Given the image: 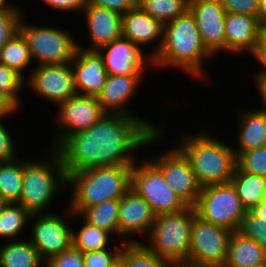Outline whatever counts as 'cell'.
<instances>
[{
  "instance_id": "34",
  "label": "cell",
  "mask_w": 266,
  "mask_h": 267,
  "mask_svg": "<svg viewBox=\"0 0 266 267\" xmlns=\"http://www.w3.org/2000/svg\"><path fill=\"white\" fill-rule=\"evenodd\" d=\"M25 81L26 79L16 70L0 63V95L8 99L18 110L22 107L20 98L26 87Z\"/></svg>"
},
{
  "instance_id": "20",
  "label": "cell",
  "mask_w": 266,
  "mask_h": 267,
  "mask_svg": "<svg viewBox=\"0 0 266 267\" xmlns=\"http://www.w3.org/2000/svg\"><path fill=\"white\" fill-rule=\"evenodd\" d=\"M122 24L124 38L129 39L142 50H145L144 48L147 46L149 48L151 45L152 48L154 47L148 53L153 59L163 42L164 25L143 11L139 6L122 15ZM153 43L156 44L154 45Z\"/></svg>"
},
{
  "instance_id": "13",
  "label": "cell",
  "mask_w": 266,
  "mask_h": 267,
  "mask_svg": "<svg viewBox=\"0 0 266 267\" xmlns=\"http://www.w3.org/2000/svg\"><path fill=\"white\" fill-rule=\"evenodd\" d=\"M33 69V70H32ZM25 85L35 93L56 107L77 94L71 63L35 65L30 68Z\"/></svg>"
},
{
  "instance_id": "21",
  "label": "cell",
  "mask_w": 266,
  "mask_h": 267,
  "mask_svg": "<svg viewBox=\"0 0 266 267\" xmlns=\"http://www.w3.org/2000/svg\"><path fill=\"white\" fill-rule=\"evenodd\" d=\"M146 75H109L107 81L98 94L97 99L103 111L109 114H124L140 117L138 113L128 108L129 101L135 96L138 87Z\"/></svg>"
},
{
  "instance_id": "22",
  "label": "cell",
  "mask_w": 266,
  "mask_h": 267,
  "mask_svg": "<svg viewBox=\"0 0 266 267\" xmlns=\"http://www.w3.org/2000/svg\"><path fill=\"white\" fill-rule=\"evenodd\" d=\"M258 17L227 12L225 16V53L251 55L258 44ZM246 52V53H244Z\"/></svg>"
},
{
  "instance_id": "31",
  "label": "cell",
  "mask_w": 266,
  "mask_h": 267,
  "mask_svg": "<svg viewBox=\"0 0 266 267\" xmlns=\"http://www.w3.org/2000/svg\"><path fill=\"white\" fill-rule=\"evenodd\" d=\"M30 217L19 203H8L0 213V238L6 239L5 242L19 240L29 226Z\"/></svg>"
},
{
  "instance_id": "7",
  "label": "cell",
  "mask_w": 266,
  "mask_h": 267,
  "mask_svg": "<svg viewBox=\"0 0 266 267\" xmlns=\"http://www.w3.org/2000/svg\"><path fill=\"white\" fill-rule=\"evenodd\" d=\"M24 18L23 14L19 31L26 39L32 61H35L36 65L64 64L73 61L78 49V39L74 33L53 25L30 24Z\"/></svg>"
},
{
  "instance_id": "47",
  "label": "cell",
  "mask_w": 266,
  "mask_h": 267,
  "mask_svg": "<svg viewBox=\"0 0 266 267\" xmlns=\"http://www.w3.org/2000/svg\"><path fill=\"white\" fill-rule=\"evenodd\" d=\"M255 86L258 91V95L261 97V100L263 101L262 107H260L263 111L266 112V81H255Z\"/></svg>"
},
{
  "instance_id": "36",
  "label": "cell",
  "mask_w": 266,
  "mask_h": 267,
  "mask_svg": "<svg viewBox=\"0 0 266 267\" xmlns=\"http://www.w3.org/2000/svg\"><path fill=\"white\" fill-rule=\"evenodd\" d=\"M236 166L242 172L266 177V146L242 152L236 158Z\"/></svg>"
},
{
  "instance_id": "46",
  "label": "cell",
  "mask_w": 266,
  "mask_h": 267,
  "mask_svg": "<svg viewBox=\"0 0 266 267\" xmlns=\"http://www.w3.org/2000/svg\"><path fill=\"white\" fill-rule=\"evenodd\" d=\"M254 51H266V25H260L258 44Z\"/></svg>"
},
{
  "instance_id": "9",
  "label": "cell",
  "mask_w": 266,
  "mask_h": 267,
  "mask_svg": "<svg viewBox=\"0 0 266 267\" xmlns=\"http://www.w3.org/2000/svg\"><path fill=\"white\" fill-rule=\"evenodd\" d=\"M194 207L203 220L232 232L238 231L247 212L231 182L201 187Z\"/></svg>"
},
{
  "instance_id": "48",
  "label": "cell",
  "mask_w": 266,
  "mask_h": 267,
  "mask_svg": "<svg viewBox=\"0 0 266 267\" xmlns=\"http://www.w3.org/2000/svg\"><path fill=\"white\" fill-rule=\"evenodd\" d=\"M251 212L262 220H266V198L256 205Z\"/></svg>"
},
{
  "instance_id": "37",
  "label": "cell",
  "mask_w": 266,
  "mask_h": 267,
  "mask_svg": "<svg viewBox=\"0 0 266 267\" xmlns=\"http://www.w3.org/2000/svg\"><path fill=\"white\" fill-rule=\"evenodd\" d=\"M118 245L107 249L83 253L84 267H111L119 260L120 251L125 243L120 242Z\"/></svg>"
},
{
  "instance_id": "11",
  "label": "cell",
  "mask_w": 266,
  "mask_h": 267,
  "mask_svg": "<svg viewBox=\"0 0 266 267\" xmlns=\"http://www.w3.org/2000/svg\"><path fill=\"white\" fill-rule=\"evenodd\" d=\"M232 231L203 220L196 213L192 221L187 262L224 267Z\"/></svg>"
},
{
  "instance_id": "28",
  "label": "cell",
  "mask_w": 266,
  "mask_h": 267,
  "mask_svg": "<svg viewBox=\"0 0 266 267\" xmlns=\"http://www.w3.org/2000/svg\"><path fill=\"white\" fill-rule=\"evenodd\" d=\"M119 207L120 199L104 201L86 208L80 216L89 224L109 232L119 239Z\"/></svg>"
},
{
  "instance_id": "10",
  "label": "cell",
  "mask_w": 266,
  "mask_h": 267,
  "mask_svg": "<svg viewBox=\"0 0 266 267\" xmlns=\"http://www.w3.org/2000/svg\"><path fill=\"white\" fill-rule=\"evenodd\" d=\"M66 206L62 215L60 212L58 214V212L53 213V211L31 214L29 221V224H32L29 233L31 236L28 240L38 250L45 263L72 246V225L67 219L73 220L74 213L67 204Z\"/></svg>"
},
{
  "instance_id": "12",
  "label": "cell",
  "mask_w": 266,
  "mask_h": 267,
  "mask_svg": "<svg viewBox=\"0 0 266 267\" xmlns=\"http://www.w3.org/2000/svg\"><path fill=\"white\" fill-rule=\"evenodd\" d=\"M54 136L51 149L65 137L85 131L95 124L104 114L96 96L76 94L56 107ZM54 140V141H53Z\"/></svg>"
},
{
  "instance_id": "41",
  "label": "cell",
  "mask_w": 266,
  "mask_h": 267,
  "mask_svg": "<svg viewBox=\"0 0 266 267\" xmlns=\"http://www.w3.org/2000/svg\"><path fill=\"white\" fill-rule=\"evenodd\" d=\"M226 12L241 13L244 15H258V0H218Z\"/></svg>"
},
{
  "instance_id": "26",
  "label": "cell",
  "mask_w": 266,
  "mask_h": 267,
  "mask_svg": "<svg viewBox=\"0 0 266 267\" xmlns=\"http://www.w3.org/2000/svg\"><path fill=\"white\" fill-rule=\"evenodd\" d=\"M230 182L236 189L242 205L251 211L266 198V177L242 172L237 166Z\"/></svg>"
},
{
  "instance_id": "40",
  "label": "cell",
  "mask_w": 266,
  "mask_h": 267,
  "mask_svg": "<svg viewBox=\"0 0 266 267\" xmlns=\"http://www.w3.org/2000/svg\"><path fill=\"white\" fill-rule=\"evenodd\" d=\"M0 120V161H9L15 159L17 155V146H15L14 135L10 133L9 124L5 127V123ZM16 149V150H15Z\"/></svg>"
},
{
  "instance_id": "15",
  "label": "cell",
  "mask_w": 266,
  "mask_h": 267,
  "mask_svg": "<svg viewBox=\"0 0 266 267\" xmlns=\"http://www.w3.org/2000/svg\"><path fill=\"white\" fill-rule=\"evenodd\" d=\"M189 11L197 23L204 47L215 59L225 52V8L218 0H189Z\"/></svg>"
},
{
  "instance_id": "45",
  "label": "cell",
  "mask_w": 266,
  "mask_h": 267,
  "mask_svg": "<svg viewBox=\"0 0 266 267\" xmlns=\"http://www.w3.org/2000/svg\"><path fill=\"white\" fill-rule=\"evenodd\" d=\"M18 111L20 110H18L8 99L0 95V120L9 118L13 114H17Z\"/></svg>"
},
{
  "instance_id": "33",
  "label": "cell",
  "mask_w": 266,
  "mask_h": 267,
  "mask_svg": "<svg viewBox=\"0 0 266 267\" xmlns=\"http://www.w3.org/2000/svg\"><path fill=\"white\" fill-rule=\"evenodd\" d=\"M138 6L165 25L189 10V0H138Z\"/></svg>"
},
{
  "instance_id": "30",
  "label": "cell",
  "mask_w": 266,
  "mask_h": 267,
  "mask_svg": "<svg viewBox=\"0 0 266 267\" xmlns=\"http://www.w3.org/2000/svg\"><path fill=\"white\" fill-rule=\"evenodd\" d=\"M23 189V159L19 156L0 161V195L8 203H17Z\"/></svg>"
},
{
  "instance_id": "49",
  "label": "cell",
  "mask_w": 266,
  "mask_h": 267,
  "mask_svg": "<svg viewBox=\"0 0 266 267\" xmlns=\"http://www.w3.org/2000/svg\"><path fill=\"white\" fill-rule=\"evenodd\" d=\"M259 10H258V20L260 25H266V0H258Z\"/></svg>"
},
{
  "instance_id": "52",
  "label": "cell",
  "mask_w": 266,
  "mask_h": 267,
  "mask_svg": "<svg viewBox=\"0 0 266 267\" xmlns=\"http://www.w3.org/2000/svg\"><path fill=\"white\" fill-rule=\"evenodd\" d=\"M8 202L0 195V213L3 211Z\"/></svg>"
},
{
  "instance_id": "17",
  "label": "cell",
  "mask_w": 266,
  "mask_h": 267,
  "mask_svg": "<svg viewBox=\"0 0 266 267\" xmlns=\"http://www.w3.org/2000/svg\"><path fill=\"white\" fill-rule=\"evenodd\" d=\"M156 216L150 205L130 188L120 198L119 242H140L141 236L148 235Z\"/></svg>"
},
{
  "instance_id": "38",
  "label": "cell",
  "mask_w": 266,
  "mask_h": 267,
  "mask_svg": "<svg viewBox=\"0 0 266 267\" xmlns=\"http://www.w3.org/2000/svg\"><path fill=\"white\" fill-rule=\"evenodd\" d=\"M238 232L256 241L266 250V220L258 218L251 211H247Z\"/></svg>"
},
{
  "instance_id": "39",
  "label": "cell",
  "mask_w": 266,
  "mask_h": 267,
  "mask_svg": "<svg viewBox=\"0 0 266 267\" xmlns=\"http://www.w3.org/2000/svg\"><path fill=\"white\" fill-rule=\"evenodd\" d=\"M45 267H84L83 253L71 246L48 260Z\"/></svg>"
},
{
  "instance_id": "19",
  "label": "cell",
  "mask_w": 266,
  "mask_h": 267,
  "mask_svg": "<svg viewBox=\"0 0 266 267\" xmlns=\"http://www.w3.org/2000/svg\"><path fill=\"white\" fill-rule=\"evenodd\" d=\"M71 68L77 94L97 97L109 76L98 51L78 47L71 62Z\"/></svg>"
},
{
  "instance_id": "1",
  "label": "cell",
  "mask_w": 266,
  "mask_h": 267,
  "mask_svg": "<svg viewBox=\"0 0 266 267\" xmlns=\"http://www.w3.org/2000/svg\"><path fill=\"white\" fill-rule=\"evenodd\" d=\"M164 124L105 113L85 131L65 137L53 150L66 174L103 166H133L135 154L165 138ZM136 150V151H135Z\"/></svg>"
},
{
  "instance_id": "4",
  "label": "cell",
  "mask_w": 266,
  "mask_h": 267,
  "mask_svg": "<svg viewBox=\"0 0 266 267\" xmlns=\"http://www.w3.org/2000/svg\"><path fill=\"white\" fill-rule=\"evenodd\" d=\"M133 166L93 167L67 174L72 189L68 206L80 215L86 208L107 200L120 199L131 187Z\"/></svg>"
},
{
  "instance_id": "2",
  "label": "cell",
  "mask_w": 266,
  "mask_h": 267,
  "mask_svg": "<svg viewBox=\"0 0 266 267\" xmlns=\"http://www.w3.org/2000/svg\"><path fill=\"white\" fill-rule=\"evenodd\" d=\"M208 58L211 61L214 57L204 47L194 16L188 10L164 25L163 42L152 63L153 69L176 68L191 79L204 81V62Z\"/></svg>"
},
{
  "instance_id": "25",
  "label": "cell",
  "mask_w": 266,
  "mask_h": 267,
  "mask_svg": "<svg viewBox=\"0 0 266 267\" xmlns=\"http://www.w3.org/2000/svg\"><path fill=\"white\" fill-rule=\"evenodd\" d=\"M0 267H45V262L28 238H21L1 245Z\"/></svg>"
},
{
  "instance_id": "23",
  "label": "cell",
  "mask_w": 266,
  "mask_h": 267,
  "mask_svg": "<svg viewBox=\"0 0 266 267\" xmlns=\"http://www.w3.org/2000/svg\"><path fill=\"white\" fill-rule=\"evenodd\" d=\"M236 147H233L236 158L242 153L266 146V112L261 108L241 109L239 111Z\"/></svg>"
},
{
  "instance_id": "6",
  "label": "cell",
  "mask_w": 266,
  "mask_h": 267,
  "mask_svg": "<svg viewBox=\"0 0 266 267\" xmlns=\"http://www.w3.org/2000/svg\"><path fill=\"white\" fill-rule=\"evenodd\" d=\"M195 207L157 215L148 235L140 242L152 253L173 262L186 261L190 250Z\"/></svg>"
},
{
  "instance_id": "3",
  "label": "cell",
  "mask_w": 266,
  "mask_h": 267,
  "mask_svg": "<svg viewBox=\"0 0 266 267\" xmlns=\"http://www.w3.org/2000/svg\"><path fill=\"white\" fill-rule=\"evenodd\" d=\"M183 133L175 145L189 159L201 187L230 182L236 169L232 143L221 141L208 130ZM230 143V144H229Z\"/></svg>"
},
{
  "instance_id": "50",
  "label": "cell",
  "mask_w": 266,
  "mask_h": 267,
  "mask_svg": "<svg viewBox=\"0 0 266 267\" xmlns=\"http://www.w3.org/2000/svg\"><path fill=\"white\" fill-rule=\"evenodd\" d=\"M173 267H212V266L199 265L187 261H178L174 263Z\"/></svg>"
},
{
  "instance_id": "53",
  "label": "cell",
  "mask_w": 266,
  "mask_h": 267,
  "mask_svg": "<svg viewBox=\"0 0 266 267\" xmlns=\"http://www.w3.org/2000/svg\"><path fill=\"white\" fill-rule=\"evenodd\" d=\"M111 267H124V266L123 263L120 260H118Z\"/></svg>"
},
{
  "instance_id": "5",
  "label": "cell",
  "mask_w": 266,
  "mask_h": 267,
  "mask_svg": "<svg viewBox=\"0 0 266 267\" xmlns=\"http://www.w3.org/2000/svg\"><path fill=\"white\" fill-rule=\"evenodd\" d=\"M49 149L45 150L47 153L43 159L23 158V189L17 203L30 214L48 213L45 210H49L47 208L58 194L60 197L59 192L68 188L67 174L61 166L59 155Z\"/></svg>"
},
{
  "instance_id": "51",
  "label": "cell",
  "mask_w": 266,
  "mask_h": 267,
  "mask_svg": "<svg viewBox=\"0 0 266 267\" xmlns=\"http://www.w3.org/2000/svg\"><path fill=\"white\" fill-rule=\"evenodd\" d=\"M14 4L10 3L8 0H0V9L11 8Z\"/></svg>"
},
{
  "instance_id": "27",
  "label": "cell",
  "mask_w": 266,
  "mask_h": 267,
  "mask_svg": "<svg viewBox=\"0 0 266 267\" xmlns=\"http://www.w3.org/2000/svg\"><path fill=\"white\" fill-rule=\"evenodd\" d=\"M75 218L80 217L79 228H72V246L82 253L107 249L112 247L109 244L116 239L112 235L99 227L93 226L86 222L80 215L74 214Z\"/></svg>"
},
{
  "instance_id": "8",
  "label": "cell",
  "mask_w": 266,
  "mask_h": 267,
  "mask_svg": "<svg viewBox=\"0 0 266 267\" xmlns=\"http://www.w3.org/2000/svg\"><path fill=\"white\" fill-rule=\"evenodd\" d=\"M130 188L150 205L156 215L177 213L188 207L151 160L136 161L131 171Z\"/></svg>"
},
{
  "instance_id": "43",
  "label": "cell",
  "mask_w": 266,
  "mask_h": 267,
  "mask_svg": "<svg viewBox=\"0 0 266 267\" xmlns=\"http://www.w3.org/2000/svg\"><path fill=\"white\" fill-rule=\"evenodd\" d=\"M45 5L58 11L76 12L79 14L87 4V0H41Z\"/></svg>"
},
{
  "instance_id": "16",
  "label": "cell",
  "mask_w": 266,
  "mask_h": 267,
  "mask_svg": "<svg viewBox=\"0 0 266 267\" xmlns=\"http://www.w3.org/2000/svg\"><path fill=\"white\" fill-rule=\"evenodd\" d=\"M98 53L109 75H145L148 68H153L147 52L124 37L101 47Z\"/></svg>"
},
{
  "instance_id": "18",
  "label": "cell",
  "mask_w": 266,
  "mask_h": 267,
  "mask_svg": "<svg viewBox=\"0 0 266 267\" xmlns=\"http://www.w3.org/2000/svg\"><path fill=\"white\" fill-rule=\"evenodd\" d=\"M85 17L86 31H88L89 45L78 47L89 51H98L101 47L123 37L122 14L108 8L86 4L81 12Z\"/></svg>"
},
{
  "instance_id": "29",
  "label": "cell",
  "mask_w": 266,
  "mask_h": 267,
  "mask_svg": "<svg viewBox=\"0 0 266 267\" xmlns=\"http://www.w3.org/2000/svg\"><path fill=\"white\" fill-rule=\"evenodd\" d=\"M32 62L27 41L20 31L0 49V63L8 68L16 70L25 79L29 76L31 71L28 69L29 66L33 67V65H31ZM27 70L29 71L27 72L28 75L27 73L25 74Z\"/></svg>"
},
{
  "instance_id": "14",
  "label": "cell",
  "mask_w": 266,
  "mask_h": 267,
  "mask_svg": "<svg viewBox=\"0 0 266 267\" xmlns=\"http://www.w3.org/2000/svg\"><path fill=\"white\" fill-rule=\"evenodd\" d=\"M151 161L162 171L166 182L187 206L194 207L198 201L199 185L191 163L185 154L175 145Z\"/></svg>"
},
{
  "instance_id": "32",
  "label": "cell",
  "mask_w": 266,
  "mask_h": 267,
  "mask_svg": "<svg viewBox=\"0 0 266 267\" xmlns=\"http://www.w3.org/2000/svg\"><path fill=\"white\" fill-rule=\"evenodd\" d=\"M119 260L124 267H173L175 263L152 253L141 242L125 243Z\"/></svg>"
},
{
  "instance_id": "24",
  "label": "cell",
  "mask_w": 266,
  "mask_h": 267,
  "mask_svg": "<svg viewBox=\"0 0 266 267\" xmlns=\"http://www.w3.org/2000/svg\"><path fill=\"white\" fill-rule=\"evenodd\" d=\"M266 264V250L238 231L231 234L224 267H260Z\"/></svg>"
},
{
  "instance_id": "42",
  "label": "cell",
  "mask_w": 266,
  "mask_h": 267,
  "mask_svg": "<svg viewBox=\"0 0 266 267\" xmlns=\"http://www.w3.org/2000/svg\"><path fill=\"white\" fill-rule=\"evenodd\" d=\"M87 4L108 8L123 15L138 6V0H87Z\"/></svg>"
},
{
  "instance_id": "35",
  "label": "cell",
  "mask_w": 266,
  "mask_h": 267,
  "mask_svg": "<svg viewBox=\"0 0 266 267\" xmlns=\"http://www.w3.org/2000/svg\"><path fill=\"white\" fill-rule=\"evenodd\" d=\"M24 11L25 9L15 3L11 8L0 9V49L19 32Z\"/></svg>"
},
{
  "instance_id": "44",
  "label": "cell",
  "mask_w": 266,
  "mask_h": 267,
  "mask_svg": "<svg viewBox=\"0 0 266 267\" xmlns=\"http://www.w3.org/2000/svg\"><path fill=\"white\" fill-rule=\"evenodd\" d=\"M251 57L255 58V61H258L261 66V70H257L258 73H254L253 76L254 81H266V51H254L251 54ZM263 69V70H262Z\"/></svg>"
}]
</instances>
